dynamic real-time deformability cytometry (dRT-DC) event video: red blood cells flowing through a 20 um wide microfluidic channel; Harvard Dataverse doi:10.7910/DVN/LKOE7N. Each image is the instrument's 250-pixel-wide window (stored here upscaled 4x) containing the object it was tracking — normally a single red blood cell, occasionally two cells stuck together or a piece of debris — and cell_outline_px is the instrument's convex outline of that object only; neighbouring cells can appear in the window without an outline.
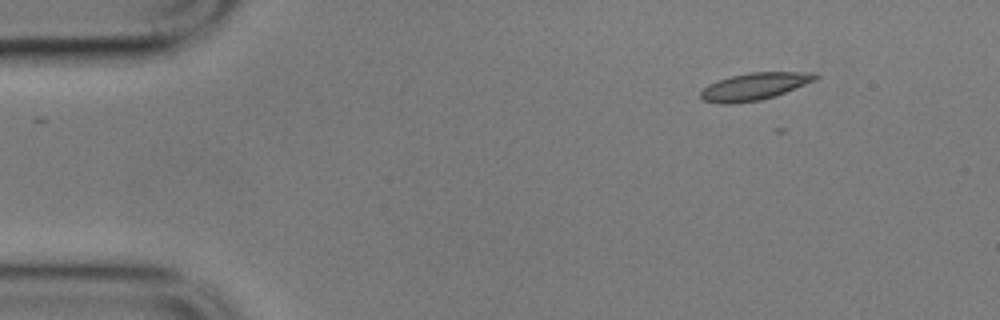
{"species": "common noctule bat (a hibernating species)", "species_latin": "Nyctalus noctula", "temperature_condition": "cold", "stored_images_in_passage": 51, "camera_frame_rate_fps": 3000, "um_per_image_px": 0.085, "animal": {"sex": "male", "body_mass_g": 17.9}, "frame": {"image": 1, "passage_image": 1, "time_ms": 0.0, "image_size_px": [1000, 320], "cell_outline_px": [[820, 76], [816, 80], [776, 96], [760, 100], [732, 104], [720, 104], [704, 100], [700, 96], [700, 92], [708, 84], [716, 80], [732, 76], [752, 72], [812, 72]], "centroid_in_image_um": [64.13, 7.35], "position_along_channel_um": 20.9, "area_um2": 18.26}}
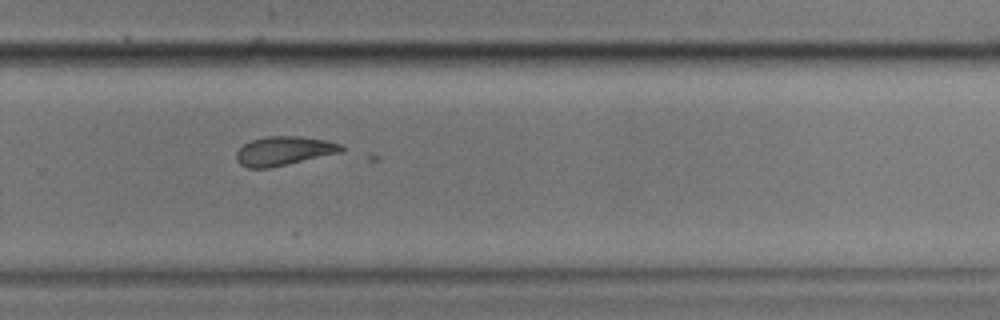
{"frame": {"image": 2, "passage_image": 32, "time_ms": 10.333, "image_size_px": [1000, 320], "cell_outline_px": [[344, 148], [340, 152], [288, 164], [268, 168], [248, 168], [240, 164], [236, 160], [236, 152], [244, 144], [252, 140], [264, 136], [300, 136], [328, 140], [340, 144]], "centroid_in_image_um": [24.1, 12.82], "position_along_channel_um": 305.7, "area_um2": 17.69}}
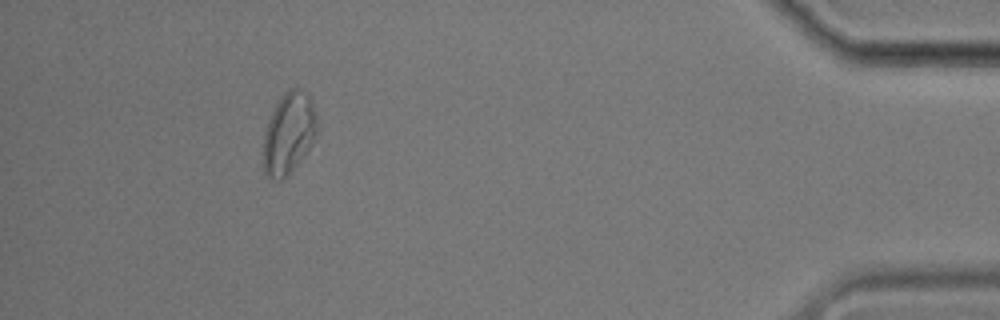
{"frame": {"image": 3, "passage_image": 46, "time_ms": 15.0, "image_size_px": [1000, 320], "cell_outline_px": [[316, 136], [308, 148], [288, 176], [280, 180], [276, 180], [268, 176], [264, 172], [264, 132], [268, 120], [280, 96], [284, 92], [292, 88], [300, 88], [308, 92], [316, 116]], "centroid_in_image_um": [24.53, 11.3], "position_along_channel_um": 410.7, "area_um2": 25.2}}